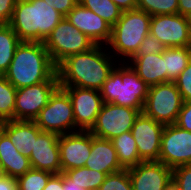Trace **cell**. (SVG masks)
<instances>
[{
  "mask_svg": "<svg viewBox=\"0 0 191 190\" xmlns=\"http://www.w3.org/2000/svg\"><path fill=\"white\" fill-rule=\"evenodd\" d=\"M108 52L104 46L95 45L89 51L66 57L56 66L59 87L100 90L116 65V58Z\"/></svg>",
  "mask_w": 191,
  "mask_h": 190,
  "instance_id": "obj_1",
  "label": "cell"
},
{
  "mask_svg": "<svg viewBox=\"0 0 191 190\" xmlns=\"http://www.w3.org/2000/svg\"><path fill=\"white\" fill-rule=\"evenodd\" d=\"M16 89L58 79L57 67L42 42L21 41L3 75Z\"/></svg>",
  "mask_w": 191,
  "mask_h": 190,
  "instance_id": "obj_2",
  "label": "cell"
},
{
  "mask_svg": "<svg viewBox=\"0 0 191 190\" xmlns=\"http://www.w3.org/2000/svg\"><path fill=\"white\" fill-rule=\"evenodd\" d=\"M63 18L44 0H19L9 25L21 41L43 43Z\"/></svg>",
  "mask_w": 191,
  "mask_h": 190,
  "instance_id": "obj_3",
  "label": "cell"
},
{
  "mask_svg": "<svg viewBox=\"0 0 191 190\" xmlns=\"http://www.w3.org/2000/svg\"><path fill=\"white\" fill-rule=\"evenodd\" d=\"M123 63V64H122ZM118 63L99 90L104 103L137 109L142 113L149 86L137 75L129 63Z\"/></svg>",
  "mask_w": 191,
  "mask_h": 190,
  "instance_id": "obj_4",
  "label": "cell"
},
{
  "mask_svg": "<svg viewBox=\"0 0 191 190\" xmlns=\"http://www.w3.org/2000/svg\"><path fill=\"white\" fill-rule=\"evenodd\" d=\"M150 22L151 15L143 10L122 11L119 20L112 27L111 38L107 44V48L112 49L109 51L110 54L113 57L118 56L117 58L127 57L121 59L123 62L129 61L136 54L143 39L150 33Z\"/></svg>",
  "mask_w": 191,
  "mask_h": 190,
  "instance_id": "obj_5",
  "label": "cell"
},
{
  "mask_svg": "<svg viewBox=\"0 0 191 190\" xmlns=\"http://www.w3.org/2000/svg\"><path fill=\"white\" fill-rule=\"evenodd\" d=\"M53 63L57 66L66 57L89 51L95 43L64 17L44 40Z\"/></svg>",
  "mask_w": 191,
  "mask_h": 190,
  "instance_id": "obj_6",
  "label": "cell"
},
{
  "mask_svg": "<svg viewBox=\"0 0 191 190\" xmlns=\"http://www.w3.org/2000/svg\"><path fill=\"white\" fill-rule=\"evenodd\" d=\"M183 102L174 82L160 83L149 87L142 113L164 126L175 124Z\"/></svg>",
  "mask_w": 191,
  "mask_h": 190,
  "instance_id": "obj_7",
  "label": "cell"
},
{
  "mask_svg": "<svg viewBox=\"0 0 191 190\" xmlns=\"http://www.w3.org/2000/svg\"><path fill=\"white\" fill-rule=\"evenodd\" d=\"M34 122L42 131L58 135L75 132L73 104L68 93L58 87Z\"/></svg>",
  "mask_w": 191,
  "mask_h": 190,
  "instance_id": "obj_8",
  "label": "cell"
},
{
  "mask_svg": "<svg viewBox=\"0 0 191 190\" xmlns=\"http://www.w3.org/2000/svg\"><path fill=\"white\" fill-rule=\"evenodd\" d=\"M140 113L139 110L130 107L104 103L90 133L95 137L111 140L131 131Z\"/></svg>",
  "mask_w": 191,
  "mask_h": 190,
  "instance_id": "obj_9",
  "label": "cell"
},
{
  "mask_svg": "<svg viewBox=\"0 0 191 190\" xmlns=\"http://www.w3.org/2000/svg\"><path fill=\"white\" fill-rule=\"evenodd\" d=\"M150 34L166 48L191 46V20L181 14L151 16Z\"/></svg>",
  "mask_w": 191,
  "mask_h": 190,
  "instance_id": "obj_10",
  "label": "cell"
},
{
  "mask_svg": "<svg viewBox=\"0 0 191 190\" xmlns=\"http://www.w3.org/2000/svg\"><path fill=\"white\" fill-rule=\"evenodd\" d=\"M58 87V79H48L45 82L17 89L14 120L34 121Z\"/></svg>",
  "mask_w": 191,
  "mask_h": 190,
  "instance_id": "obj_11",
  "label": "cell"
},
{
  "mask_svg": "<svg viewBox=\"0 0 191 190\" xmlns=\"http://www.w3.org/2000/svg\"><path fill=\"white\" fill-rule=\"evenodd\" d=\"M159 161L172 169L191 164V132L175 124L164 126Z\"/></svg>",
  "mask_w": 191,
  "mask_h": 190,
  "instance_id": "obj_12",
  "label": "cell"
},
{
  "mask_svg": "<svg viewBox=\"0 0 191 190\" xmlns=\"http://www.w3.org/2000/svg\"><path fill=\"white\" fill-rule=\"evenodd\" d=\"M71 98L76 131H90L104 104L100 91L80 87H61ZM77 129V130H76Z\"/></svg>",
  "mask_w": 191,
  "mask_h": 190,
  "instance_id": "obj_13",
  "label": "cell"
},
{
  "mask_svg": "<svg viewBox=\"0 0 191 190\" xmlns=\"http://www.w3.org/2000/svg\"><path fill=\"white\" fill-rule=\"evenodd\" d=\"M164 125L140 113L131 128L142 161H159Z\"/></svg>",
  "mask_w": 191,
  "mask_h": 190,
  "instance_id": "obj_14",
  "label": "cell"
},
{
  "mask_svg": "<svg viewBox=\"0 0 191 190\" xmlns=\"http://www.w3.org/2000/svg\"><path fill=\"white\" fill-rule=\"evenodd\" d=\"M132 190H169L172 188V168L160 161H142L128 168Z\"/></svg>",
  "mask_w": 191,
  "mask_h": 190,
  "instance_id": "obj_15",
  "label": "cell"
},
{
  "mask_svg": "<svg viewBox=\"0 0 191 190\" xmlns=\"http://www.w3.org/2000/svg\"><path fill=\"white\" fill-rule=\"evenodd\" d=\"M92 147L90 131H76L59 135V151L62 173L84 167Z\"/></svg>",
  "mask_w": 191,
  "mask_h": 190,
  "instance_id": "obj_16",
  "label": "cell"
},
{
  "mask_svg": "<svg viewBox=\"0 0 191 190\" xmlns=\"http://www.w3.org/2000/svg\"><path fill=\"white\" fill-rule=\"evenodd\" d=\"M29 159L34 169L48 171L52 174H61L59 135L42 131L34 139Z\"/></svg>",
  "mask_w": 191,
  "mask_h": 190,
  "instance_id": "obj_17",
  "label": "cell"
},
{
  "mask_svg": "<svg viewBox=\"0 0 191 190\" xmlns=\"http://www.w3.org/2000/svg\"><path fill=\"white\" fill-rule=\"evenodd\" d=\"M65 17L95 45L105 44L107 46L111 38L112 27L99 15L78 3Z\"/></svg>",
  "mask_w": 191,
  "mask_h": 190,
  "instance_id": "obj_18",
  "label": "cell"
},
{
  "mask_svg": "<svg viewBox=\"0 0 191 190\" xmlns=\"http://www.w3.org/2000/svg\"><path fill=\"white\" fill-rule=\"evenodd\" d=\"M85 167L100 171L106 175L124 169L117 157V152L111 140L98 138L92 135V147Z\"/></svg>",
  "mask_w": 191,
  "mask_h": 190,
  "instance_id": "obj_19",
  "label": "cell"
},
{
  "mask_svg": "<svg viewBox=\"0 0 191 190\" xmlns=\"http://www.w3.org/2000/svg\"><path fill=\"white\" fill-rule=\"evenodd\" d=\"M0 129L10 138L18 151L28 158L33 149L34 139L42 132L34 121L9 120L0 123Z\"/></svg>",
  "mask_w": 191,
  "mask_h": 190,
  "instance_id": "obj_20",
  "label": "cell"
},
{
  "mask_svg": "<svg viewBox=\"0 0 191 190\" xmlns=\"http://www.w3.org/2000/svg\"><path fill=\"white\" fill-rule=\"evenodd\" d=\"M0 162L1 174L18 178L29 171L30 159L18 151L10 138L0 129Z\"/></svg>",
  "mask_w": 191,
  "mask_h": 190,
  "instance_id": "obj_21",
  "label": "cell"
},
{
  "mask_svg": "<svg viewBox=\"0 0 191 190\" xmlns=\"http://www.w3.org/2000/svg\"><path fill=\"white\" fill-rule=\"evenodd\" d=\"M130 60L127 62L149 87L167 82L163 53L133 56Z\"/></svg>",
  "mask_w": 191,
  "mask_h": 190,
  "instance_id": "obj_22",
  "label": "cell"
},
{
  "mask_svg": "<svg viewBox=\"0 0 191 190\" xmlns=\"http://www.w3.org/2000/svg\"><path fill=\"white\" fill-rule=\"evenodd\" d=\"M111 142L117 152L118 161L124 169L136 166L142 162L139 158L136 141L131 131L124 132L111 139Z\"/></svg>",
  "mask_w": 191,
  "mask_h": 190,
  "instance_id": "obj_23",
  "label": "cell"
},
{
  "mask_svg": "<svg viewBox=\"0 0 191 190\" xmlns=\"http://www.w3.org/2000/svg\"><path fill=\"white\" fill-rule=\"evenodd\" d=\"M167 82H174L191 60V46L166 48L163 52Z\"/></svg>",
  "mask_w": 191,
  "mask_h": 190,
  "instance_id": "obj_24",
  "label": "cell"
},
{
  "mask_svg": "<svg viewBox=\"0 0 191 190\" xmlns=\"http://www.w3.org/2000/svg\"><path fill=\"white\" fill-rule=\"evenodd\" d=\"M21 40L11 26L0 25V75L8 70L16 48Z\"/></svg>",
  "mask_w": 191,
  "mask_h": 190,
  "instance_id": "obj_25",
  "label": "cell"
},
{
  "mask_svg": "<svg viewBox=\"0 0 191 190\" xmlns=\"http://www.w3.org/2000/svg\"><path fill=\"white\" fill-rule=\"evenodd\" d=\"M71 181L86 190H98L106 178V174L87 167H80L63 172Z\"/></svg>",
  "mask_w": 191,
  "mask_h": 190,
  "instance_id": "obj_26",
  "label": "cell"
},
{
  "mask_svg": "<svg viewBox=\"0 0 191 190\" xmlns=\"http://www.w3.org/2000/svg\"><path fill=\"white\" fill-rule=\"evenodd\" d=\"M85 8L104 19L111 27L119 20L122 10L111 0H78Z\"/></svg>",
  "mask_w": 191,
  "mask_h": 190,
  "instance_id": "obj_27",
  "label": "cell"
},
{
  "mask_svg": "<svg viewBox=\"0 0 191 190\" xmlns=\"http://www.w3.org/2000/svg\"><path fill=\"white\" fill-rule=\"evenodd\" d=\"M16 91L17 89L0 75V123L14 120Z\"/></svg>",
  "mask_w": 191,
  "mask_h": 190,
  "instance_id": "obj_28",
  "label": "cell"
},
{
  "mask_svg": "<svg viewBox=\"0 0 191 190\" xmlns=\"http://www.w3.org/2000/svg\"><path fill=\"white\" fill-rule=\"evenodd\" d=\"M53 175L48 171L31 168L16 178L18 190H43Z\"/></svg>",
  "mask_w": 191,
  "mask_h": 190,
  "instance_id": "obj_29",
  "label": "cell"
},
{
  "mask_svg": "<svg viewBox=\"0 0 191 190\" xmlns=\"http://www.w3.org/2000/svg\"><path fill=\"white\" fill-rule=\"evenodd\" d=\"M137 9L151 16L178 14V0H137Z\"/></svg>",
  "mask_w": 191,
  "mask_h": 190,
  "instance_id": "obj_30",
  "label": "cell"
},
{
  "mask_svg": "<svg viewBox=\"0 0 191 190\" xmlns=\"http://www.w3.org/2000/svg\"><path fill=\"white\" fill-rule=\"evenodd\" d=\"M98 190H132L128 169L108 174Z\"/></svg>",
  "mask_w": 191,
  "mask_h": 190,
  "instance_id": "obj_31",
  "label": "cell"
},
{
  "mask_svg": "<svg viewBox=\"0 0 191 190\" xmlns=\"http://www.w3.org/2000/svg\"><path fill=\"white\" fill-rule=\"evenodd\" d=\"M172 188L191 190V164L180 165L172 169Z\"/></svg>",
  "mask_w": 191,
  "mask_h": 190,
  "instance_id": "obj_32",
  "label": "cell"
},
{
  "mask_svg": "<svg viewBox=\"0 0 191 190\" xmlns=\"http://www.w3.org/2000/svg\"><path fill=\"white\" fill-rule=\"evenodd\" d=\"M184 102L191 101V60L174 81Z\"/></svg>",
  "mask_w": 191,
  "mask_h": 190,
  "instance_id": "obj_33",
  "label": "cell"
},
{
  "mask_svg": "<svg viewBox=\"0 0 191 190\" xmlns=\"http://www.w3.org/2000/svg\"><path fill=\"white\" fill-rule=\"evenodd\" d=\"M166 47L150 33L143 39L134 56L163 53Z\"/></svg>",
  "mask_w": 191,
  "mask_h": 190,
  "instance_id": "obj_34",
  "label": "cell"
},
{
  "mask_svg": "<svg viewBox=\"0 0 191 190\" xmlns=\"http://www.w3.org/2000/svg\"><path fill=\"white\" fill-rule=\"evenodd\" d=\"M175 125L191 132V101L183 102Z\"/></svg>",
  "mask_w": 191,
  "mask_h": 190,
  "instance_id": "obj_35",
  "label": "cell"
},
{
  "mask_svg": "<svg viewBox=\"0 0 191 190\" xmlns=\"http://www.w3.org/2000/svg\"><path fill=\"white\" fill-rule=\"evenodd\" d=\"M19 0H0V25L10 24L13 10Z\"/></svg>",
  "mask_w": 191,
  "mask_h": 190,
  "instance_id": "obj_36",
  "label": "cell"
},
{
  "mask_svg": "<svg viewBox=\"0 0 191 190\" xmlns=\"http://www.w3.org/2000/svg\"><path fill=\"white\" fill-rule=\"evenodd\" d=\"M64 17L79 3L78 0H44Z\"/></svg>",
  "mask_w": 191,
  "mask_h": 190,
  "instance_id": "obj_37",
  "label": "cell"
},
{
  "mask_svg": "<svg viewBox=\"0 0 191 190\" xmlns=\"http://www.w3.org/2000/svg\"><path fill=\"white\" fill-rule=\"evenodd\" d=\"M43 190H63V173L54 174Z\"/></svg>",
  "mask_w": 191,
  "mask_h": 190,
  "instance_id": "obj_38",
  "label": "cell"
},
{
  "mask_svg": "<svg viewBox=\"0 0 191 190\" xmlns=\"http://www.w3.org/2000/svg\"><path fill=\"white\" fill-rule=\"evenodd\" d=\"M0 190H18L16 178L0 174Z\"/></svg>",
  "mask_w": 191,
  "mask_h": 190,
  "instance_id": "obj_39",
  "label": "cell"
},
{
  "mask_svg": "<svg viewBox=\"0 0 191 190\" xmlns=\"http://www.w3.org/2000/svg\"><path fill=\"white\" fill-rule=\"evenodd\" d=\"M113 1L122 11L137 9V0H111Z\"/></svg>",
  "mask_w": 191,
  "mask_h": 190,
  "instance_id": "obj_40",
  "label": "cell"
},
{
  "mask_svg": "<svg viewBox=\"0 0 191 190\" xmlns=\"http://www.w3.org/2000/svg\"><path fill=\"white\" fill-rule=\"evenodd\" d=\"M178 14L191 17V0H178Z\"/></svg>",
  "mask_w": 191,
  "mask_h": 190,
  "instance_id": "obj_41",
  "label": "cell"
},
{
  "mask_svg": "<svg viewBox=\"0 0 191 190\" xmlns=\"http://www.w3.org/2000/svg\"><path fill=\"white\" fill-rule=\"evenodd\" d=\"M63 190H86L71 181L64 173H63Z\"/></svg>",
  "mask_w": 191,
  "mask_h": 190,
  "instance_id": "obj_42",
  "label": "cell"
}]
</instances>
